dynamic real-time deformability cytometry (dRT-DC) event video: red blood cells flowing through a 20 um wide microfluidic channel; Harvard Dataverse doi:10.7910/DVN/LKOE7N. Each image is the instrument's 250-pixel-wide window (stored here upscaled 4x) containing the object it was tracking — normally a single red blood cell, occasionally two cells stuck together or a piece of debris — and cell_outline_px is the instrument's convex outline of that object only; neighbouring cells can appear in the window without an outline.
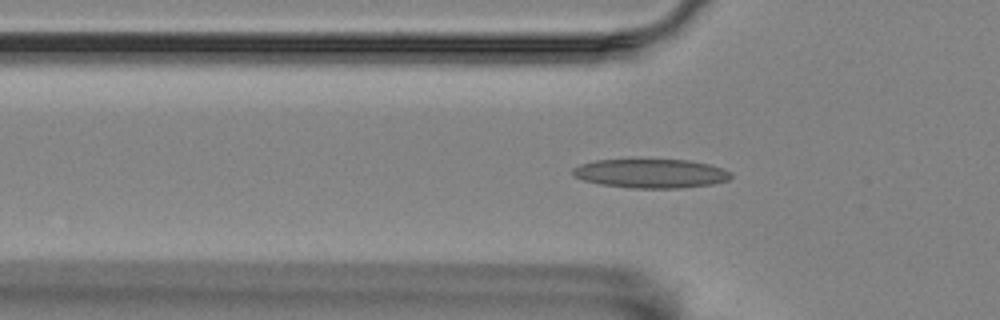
{"species": "Egyptian fruit bat (a non-hibernating species)", "species_latin": "Rousettus aegyptiacus", "temperature_condition": "room temperature", "stored_images_in_passage": 50, "camera_frame_rate_fps": 3000, "um_per_image_px": 0.085, "animal": {"sex": "female"}, "frame": {"image": 1, "passage_image": 17, "time_ms": 5.333, "image_size_px": [1000, 320], "cell_outline_px": [[732, 176], [728, 180], [712, 184], [680, 188], [632, 188], [600, 184], [584, 180], [576, 176], [572, 172], [572, 168], [580, 164], [596, 160], [688, 160], [708, 164], [724, 168], [732, 172]], "centroid_in_image_um": [55.36, 14.74], "position_along_channel_um": 70.4, "area_um2": 26.65}}
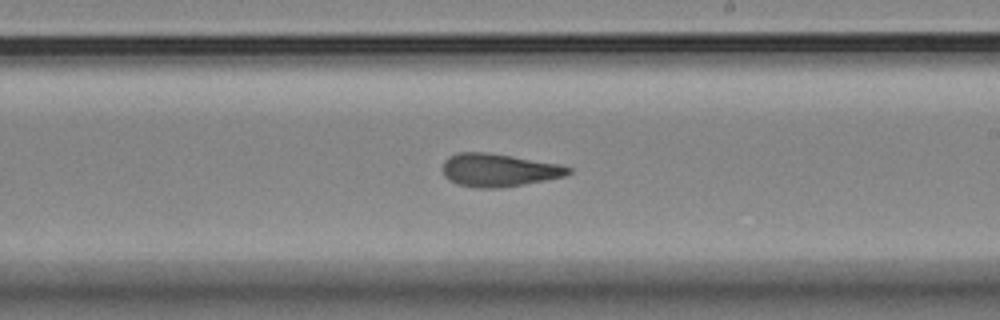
{"frame": {"image": 2, "passage_image": 32, "time_ms": 10.333, "image_size_px": [1000, 320], "cell_outline_px": [[572, 172], [564, 176], [524, 184], [500, 188], [476, 188], [456, 184], [448, 180], [444, 176], [444, 160], [448, 156], [460, 152], [488, 152], [512, 156], [556, 164], [572, 168]], "centroid_in_image_um": [42.34, 14.46], "position_along_channel_um": 246.7, "area_um2": 24.04}}
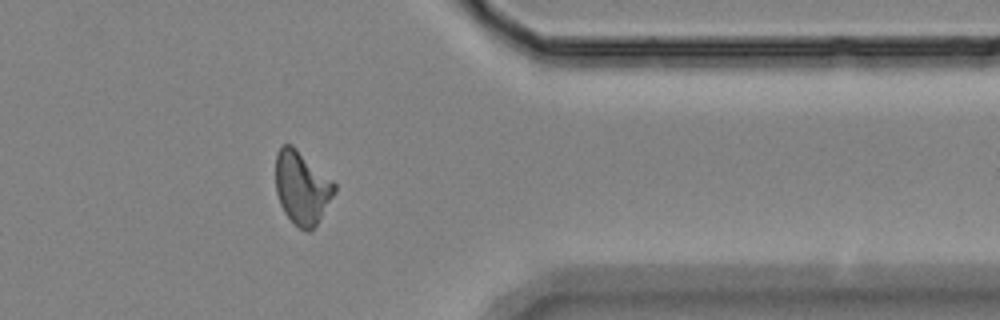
{"frame": {"image": 3, "passage_image": 45, "time_ms": 14.667, "image_size_px": [1000, 320], "cell_outline_px": [[336, 192], [316, 224], [308, 232], [304, 232], [284, 212], [280, 204], [276, 192], [276, 152], [280, 144], [292, 144], [332, 180], [336, 184]], "centroid_in_image_um": [25.65, 15.92], "position_along_channel_um": 385.8, "area_um2": 24.91}}